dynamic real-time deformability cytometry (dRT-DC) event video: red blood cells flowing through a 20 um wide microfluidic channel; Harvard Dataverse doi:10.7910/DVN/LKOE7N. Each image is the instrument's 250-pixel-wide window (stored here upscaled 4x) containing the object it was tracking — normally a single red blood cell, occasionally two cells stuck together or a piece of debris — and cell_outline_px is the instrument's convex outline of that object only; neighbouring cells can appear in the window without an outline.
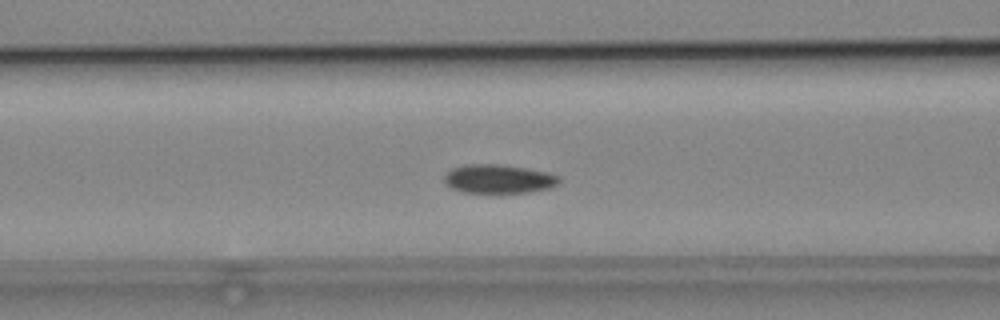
{"species": "common noctule bat (a hibernating species)", "species_latin": "Nyctalus noctula", "temperature_condition": "cold", "stored_images_in_passage": 39, "camera_frame_rate_fps": 3000, "um_per_image_px": 0.085, "animal": {"sex": "male", "body_mass_g": 19.2, "forearm_length_mm": 51.8}, "frame": {"image": 1, "passage_image": 22, "time_ms": 7.0, "image_size_px": [1000, 320], "cell_outline_px": [[560, 184], [552, 188], [528, 192], [464, 192], [452, 188], [444, 180], [444, 176], [452, 168], [468, 164], [500, 164], [548, 172], [560, 176]], "centroid_in_image_um": [42.44, 15.2], "position_along_channel_um": 124.2, "area_um2": 19.19}}
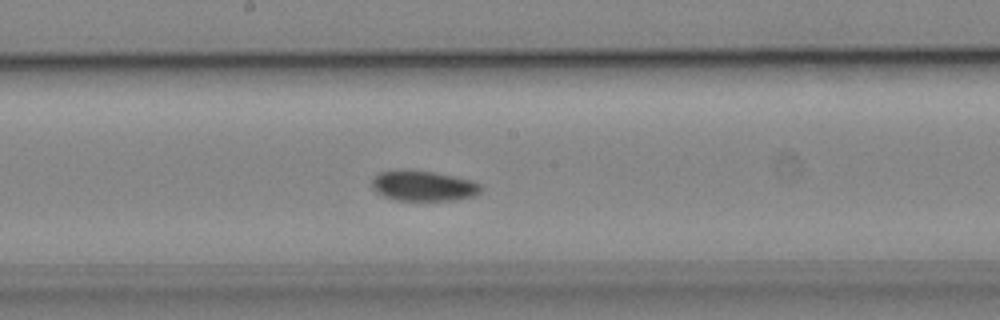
{"frame": {"image": 2, "passage_image": 29, "time_ms": 9.333, "image_size_px": [1000, 320], "cell_outline_px": [[480, 192], [476, 196], [456, 200], [396, 200], [384, 196], [376, 192], [372, 188], [372, 176], [380, 172], [432, 172], [472, 180], [480, 184]], "centroid_in_image_um": [36.01, 15.84], "position_along_channel_um": 212.2, "area_um2": 18.73}}
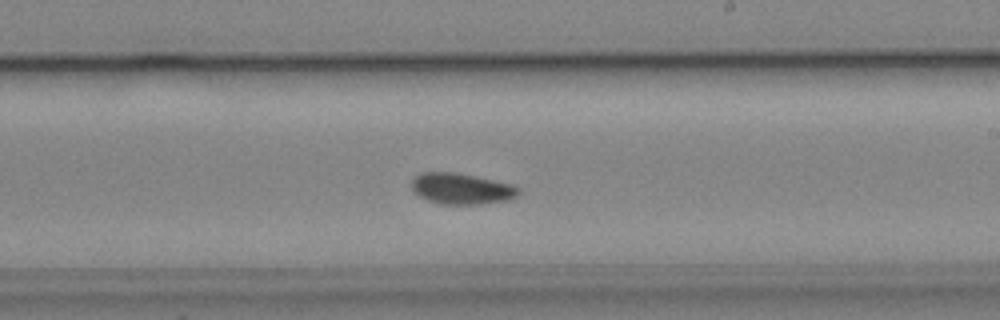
{"frame": {"image": 3, "passage_image": 32, "time_ms": 10.333, "image_size_px": [1000, 320], "cell_outline_px": [[520, 192], [516, 196], [508, 200], [480, 204], [440, 204], [428, 200], [412, 192], [412, 180], [420, 172], [456, 172], [512, 184], [520, 188]], "centroid_in_image_um": [39.22, 16.04], "position_along_channel_um": 249.8, "area_um2": 19.36}}